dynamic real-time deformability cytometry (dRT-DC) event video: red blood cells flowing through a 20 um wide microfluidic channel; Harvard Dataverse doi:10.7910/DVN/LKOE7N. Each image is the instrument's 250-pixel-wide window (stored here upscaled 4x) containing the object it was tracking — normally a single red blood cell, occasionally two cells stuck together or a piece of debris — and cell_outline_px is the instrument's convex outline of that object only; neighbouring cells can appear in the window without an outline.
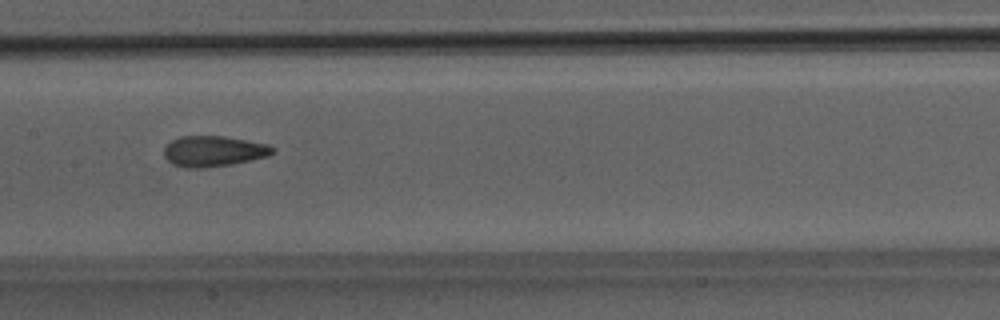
{"species": "Egyptian fruit bat (a non-hibernating species)", "species_latin": "Rousettus aegyptiacus", "temperature_condition": "room temperature", "stored_images_in_passage": 43, "camera_frame_rate_fps": 3000, "um_per_image_px": 0.085, "animal": {"sex": "male"}, "frame": {"image": 1, "passage_image": 18, "time_ms": 5.667, "image_size_px": [1000, 320], "cell_outline_px": [[276, 148], [268, 156], [232, 164], [204, 168], [184, 168], [172, 164], [164, 156], [164, 148], [172, 140], [180, 136], [224, 136], [268, 144]], "centroid_in_image_um": [18.13, 12.85], "position_along_channel_um": 189.3, "area_um2": 19.42}}
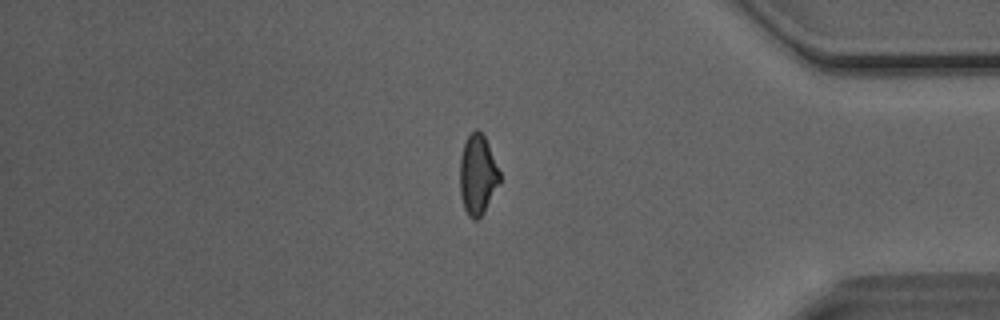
{"frame": {"image": 2, "passage_image": 35, "time_ms": 11.333, "image_size_px": [1000, 320], "cell_outline_px": [[500, 180], [484, 212], [476, 220], [472, 220], [468, 216], [464, 208], [460, 196], [460, 156], [464, 144], [468, 136], [476, 128], [484, 136], [488, 144], [500, 172]], "centroid_in_image_um": [40.58, 14.87], "position_along_channel_um": 394.6, "area_um2": 18.38}}
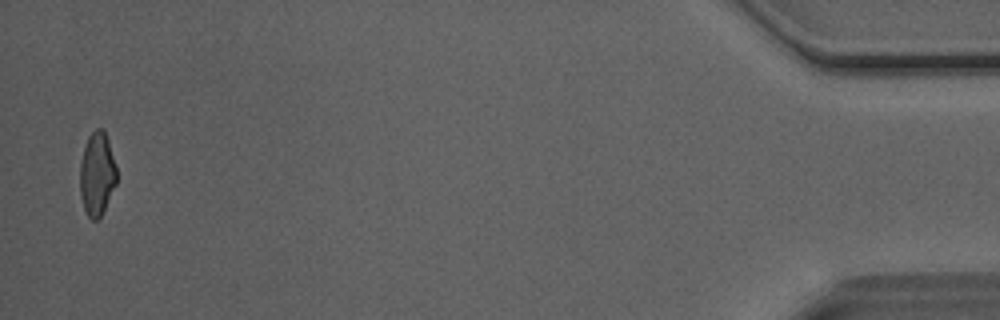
{"frame": {"image": 3, "passage_image": 42, "time_ms": 13.667, "image_size_px": [1000, 320], "cell_outline_px": [[116, 184], [100, 216], [96, 220], [92, 220], [88, 216], [84, 208], [80, 196], [80, 164], [84, 148], [88, 136], [96, 128], [104, 128], [116, 164]], "centroid_in_image_um": [8.24, 14.75], "position_along_channel_um": 427.0, "area_um2": 17.74}, "authors_computed_cell_mechanics": {"area_um2": 19.1896, "velocity_mm_per_s": 4.1062, "shape_relaxation_time_tau1_ms": 6.5633, "shape_relaxation_time_tau2_ms": 1.5458, "deformation_change_tau1": 0.1492, "deformation_change_tau2": 0.0849}}